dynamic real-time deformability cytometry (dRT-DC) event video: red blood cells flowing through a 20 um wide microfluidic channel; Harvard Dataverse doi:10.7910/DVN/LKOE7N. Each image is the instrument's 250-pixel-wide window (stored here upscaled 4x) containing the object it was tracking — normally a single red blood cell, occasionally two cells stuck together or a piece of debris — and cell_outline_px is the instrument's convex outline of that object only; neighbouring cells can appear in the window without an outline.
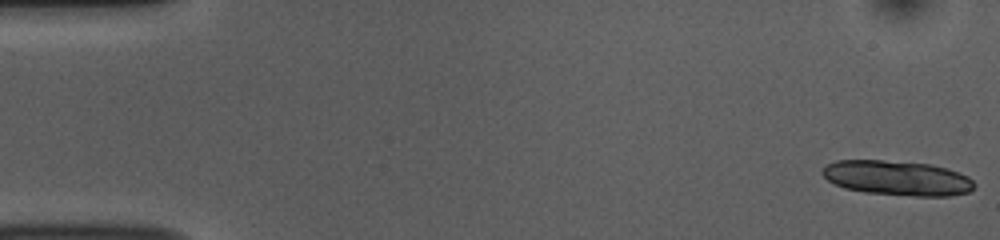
{"species": "common noctule bat (a hibernating species)", "species_latin": "Nyctalus noctula", "temperature_condition": "room temperature", "stored_images_in_passage": 35, "segment_of_instrument_passage": [1, 2], "camera_frame_rate_fps": 3000, "um_per_image_px": 0.085, "animal": {"sex": "female", "body_mass_g": 10.0, "forearm_length_mm": 53.1}, "frame": {"image": 1, "passage_image": 1, "time_ms": 0.0, "image_size_px": [1000, 240], "cell_outline_px": [[976, 184], [968, 192], [948, 196], [916, 196], [864, 192], [844, 188], [828, 180], [820, 172], [828, 164], [836, 160], [884, 160], [932, 164], [948, 168], [960, 172], [968, 176]], "centroid_in_image_um": [76.29, 15.12], "position_along_channel_um": 8.7, "area_um2": 30.87}}